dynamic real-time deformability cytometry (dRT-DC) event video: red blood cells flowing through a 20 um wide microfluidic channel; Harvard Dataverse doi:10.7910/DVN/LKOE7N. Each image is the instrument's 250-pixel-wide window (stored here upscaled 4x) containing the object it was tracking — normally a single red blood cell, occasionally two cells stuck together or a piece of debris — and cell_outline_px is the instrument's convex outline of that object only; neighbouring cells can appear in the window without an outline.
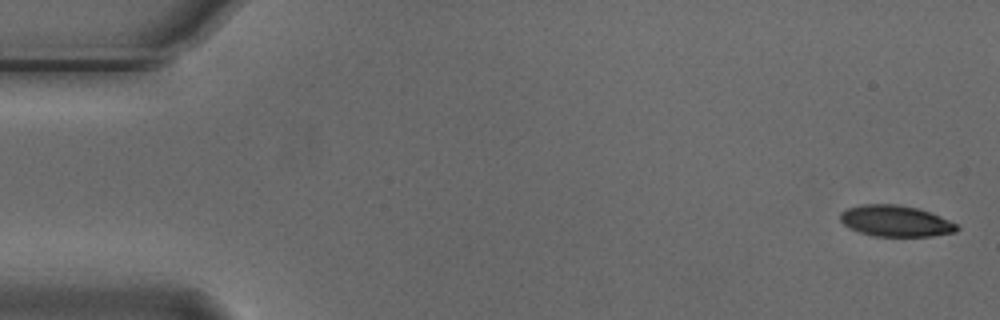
{"species": "Egyptian fruit bat (a non-hibernating species)", "species_latin": "Rousettus aegyptiacus", "temperature_condition": "cold", "stored_images_in_passage": 5, "camera_frame_rate_fps": 3000, "um_per_image_px": 0.085, "animal": {"sex": "male"}, "frame": {"image": 1, "passage_image": 1, "time_ms": 0.0, "image_size_px": [1000, 320], "cell_outline_px": [[960, 228], [956, 232], [932, 236], [872, 236], [848, 228], [840, 220], [840, 212], [848, 208], [860, 204], [896, 204], [920, 208], [940, 216], [956, 224]], "centroid_in_image_um": [76.11, 18.78], "position_along_channel_um": 8.9, "area_um2": 21.33}}